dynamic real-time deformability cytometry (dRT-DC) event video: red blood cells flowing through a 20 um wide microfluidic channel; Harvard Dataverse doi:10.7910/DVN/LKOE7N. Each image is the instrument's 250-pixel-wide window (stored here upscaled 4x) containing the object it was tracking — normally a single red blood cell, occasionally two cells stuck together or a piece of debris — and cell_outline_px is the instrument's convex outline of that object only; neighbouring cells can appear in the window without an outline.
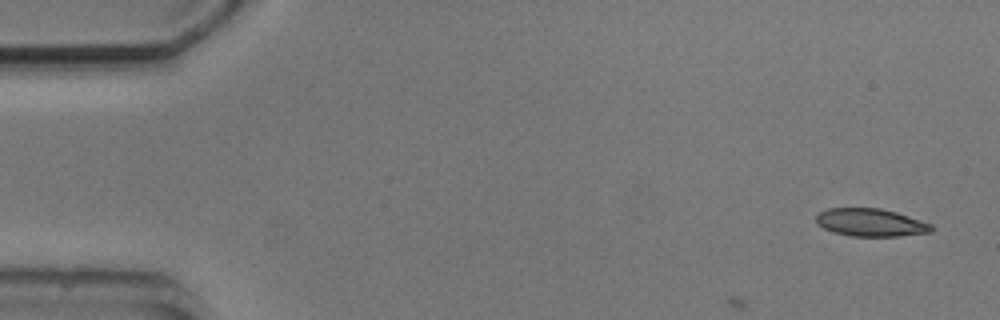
{"species": "common noctule bat (a hibernating species)", "species_latin": "Nyctalus noctula", "temperature_condition": "cold", "stored_images_in_passage": 3, "camera_frame_rate_fps": 3000, "um_per_image_px": 0.085, "animal": {"sex": "male", "body_mass_g": 20.5, "forearm_length_mm": 52.5}, "frame": {"image": 1, "passage_image": 1, "time_ms": 0.0, "image_size_px": [1000, 320], "cell_outline_px": [[936, 228], [932, 232], [900, 236], [848, 236], [832, 232], [816, 224], [816, 216], [820, 212], [828, 208], [880, 208], [896, 212], [932, 224]], "centroid_in_image_um": [74.02, 18.92], "position_along_channel_um": 11.0, "area_um2": 18.84}}